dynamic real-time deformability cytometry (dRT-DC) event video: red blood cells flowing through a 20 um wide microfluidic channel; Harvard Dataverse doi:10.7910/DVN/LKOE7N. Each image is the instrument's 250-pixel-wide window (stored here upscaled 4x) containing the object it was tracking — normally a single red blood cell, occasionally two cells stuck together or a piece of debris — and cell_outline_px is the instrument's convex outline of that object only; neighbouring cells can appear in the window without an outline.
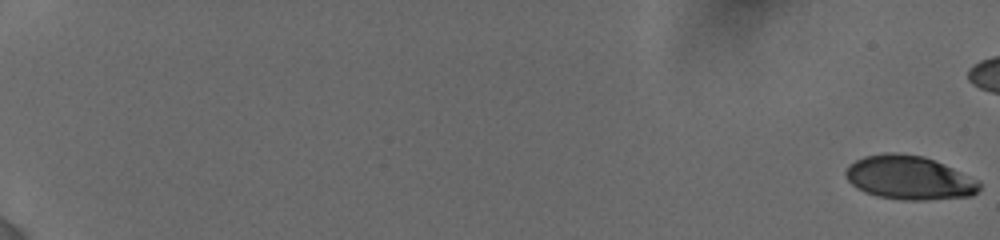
{"species": "human", "species_latin": "Homo sapiens", "temperature_condition": "cold", "stored_images_in_passage": 50, "camera_frame_rate_fps": 3000, "um_per_image_px": 0.085, "donor": {"sex": "female"}, "frame": {"image": 1, "passage_image": 1, "time_ms": 0.0, "image_size_px": [1000, 240], "cell_outline_px": [[980, 188], [972, 196], [928, 200], [904, 200], [876, 196], [864, 192], [856, 188], [844, 176], [844, 172], [848, 164], [864, 156], [884, 152], [896, 152], [924, 156], [944, 164], [980, 180]], "centroid_in_image_um": [77.27, 15.1], "position_along_channel_um": 7.7, "area_um2": 34.56}}
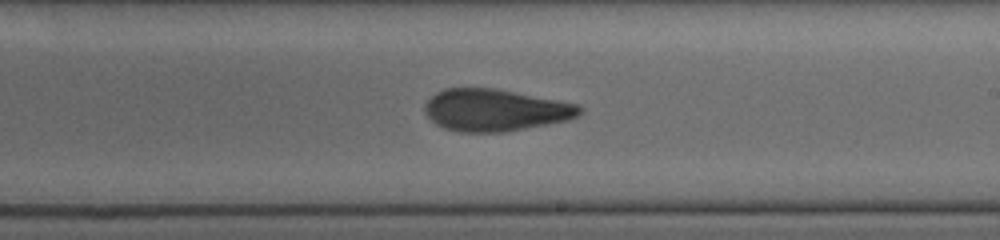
{"frame": {"image": 2, "passage_image": 36, "time_ms": 12.333, "image_size_px": [1000, 240], "cell_outline_px": [[584, 108], [576, 116], [568, 120], [548, 124], [504, 132], [460, 132], [444, 128], [436, 124], [424, 112], [424, 104], [436, 92], [444, 88], [496, 88], [580, 104]], "centroid_in_image_um": [42.09, 9.35], "position_along_channel_um": 246.9, "area_um2": 38.03}}
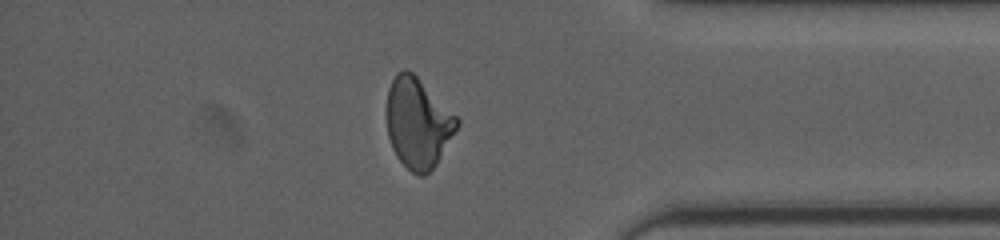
{"frame": {"image": 3, "passage_image": 49, "time_ms": 16.667, "image_size_px": [1000, 240], "cell_outline_px": [[460, 124], [436, 164], [424, 176], [420, 176], [412, 172], [396, 156], [392, 148], [388, 136], [384, 112], [384, 108], [388, 88], [396, 72], [404, 68], [408, 68], [460, 120]], "centroid_in_image_um": [35.47, 10.43], "position_along_channel_um": 399.7, "area_um2": 37.11}}